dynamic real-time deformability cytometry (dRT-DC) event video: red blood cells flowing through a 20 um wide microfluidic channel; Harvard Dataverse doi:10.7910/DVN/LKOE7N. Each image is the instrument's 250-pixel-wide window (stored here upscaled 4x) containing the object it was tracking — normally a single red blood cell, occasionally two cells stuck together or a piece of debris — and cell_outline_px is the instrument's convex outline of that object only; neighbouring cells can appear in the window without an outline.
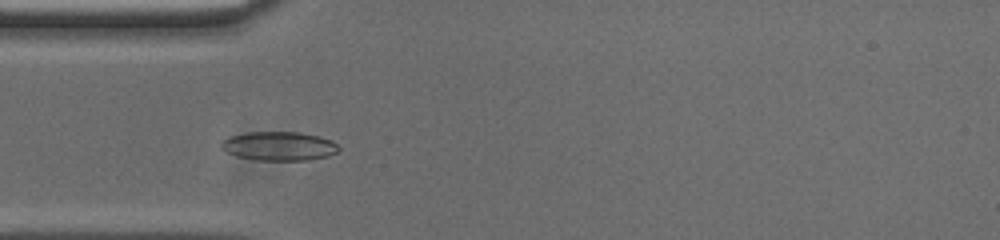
{"species": "common noctule bat (a hibernating species)", "species_latin": "Nyctalus noctula", "temperature_condition": "cold", "stored_images_in_passage": 19, "camera_frame_rate_fps": 3000, "um_per_image_px": 0.085, "animal": {"sex": "male", "body_mass_g": 20.0, "forearm_length_mm": 53.3}, "frame": {"image": 1, "passage_image": 14, "time_ms": 4.333, "image_size_px": [1000, 240], "cell_outline_px": [[340, 148], [336, 152], [328, 156], [308, 160], [256, 160], [236, 156], [220, 148], [220, 144], [228, 136], [248, 132], [296, 132], [320, 136], [332, 140]], "centroid_in_image_um": [23.71, 12.41], "position_along_channel_um": 61.3, "area_um2": 19.83}}
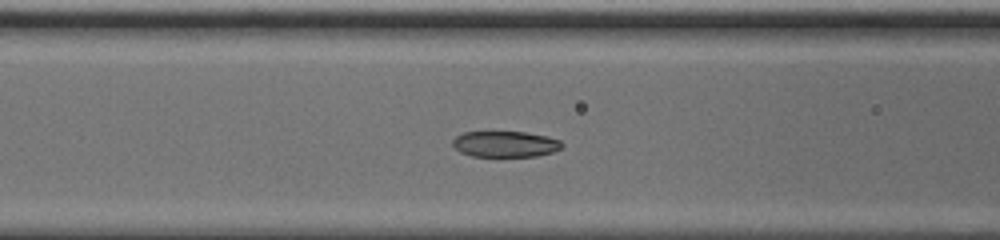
{"frame": {"image": 2, "passage_image": 19, "time_ms": 6.0, "image_size_px": [1000, 240], "cell_outline_px": [[564, 144], [560, 148], [552, 152], [536, 156], [472, 156], [460, 152], [452, 144], [452, 140], [456, 136], [464, 132], [524, 132], [548, 136], [560, 140]], "centroid_in_image_um": [42.95, 12.24], "position_along_channel_um": 123.7, "area_um2": 16.47}}